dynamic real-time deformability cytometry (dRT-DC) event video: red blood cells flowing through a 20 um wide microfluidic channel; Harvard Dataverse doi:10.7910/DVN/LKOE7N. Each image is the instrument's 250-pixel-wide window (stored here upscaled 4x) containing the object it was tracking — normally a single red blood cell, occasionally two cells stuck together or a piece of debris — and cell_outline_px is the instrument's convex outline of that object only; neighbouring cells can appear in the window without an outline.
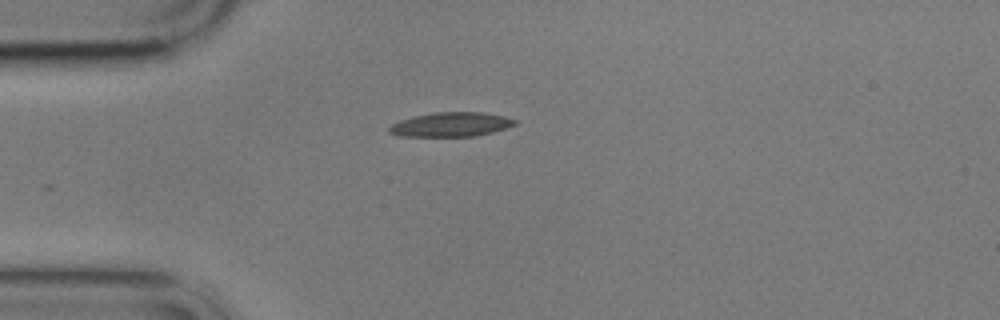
{"species": "common noctule bat (a hibernating species)", "species_latin": "Nyctalus noctula", "temperature_condition": "cold", "stored_images_in_passage": 5, "camera_frame_rate_fps": 3000, "um_per_image_px": 0.085, "animal": {"sex": "male", "body_mass_g": 17.9}, "frame": {"image": 1, "passage_image": 1, "time_ms": 0.0, "image_size_px": [1000, 320], "cell_outline_px": [[516, 124], [508, 128], [476, 136], [396, 136], [388, 132], [388, 128], [392, 124], [400, 120], [432, 112], [484, 112], [504, 116], [516, 120]], "centroid_in_image_um": [38.34, 10.58], "position_along_channel_um": 46.7, "area_um2": 17.86}}
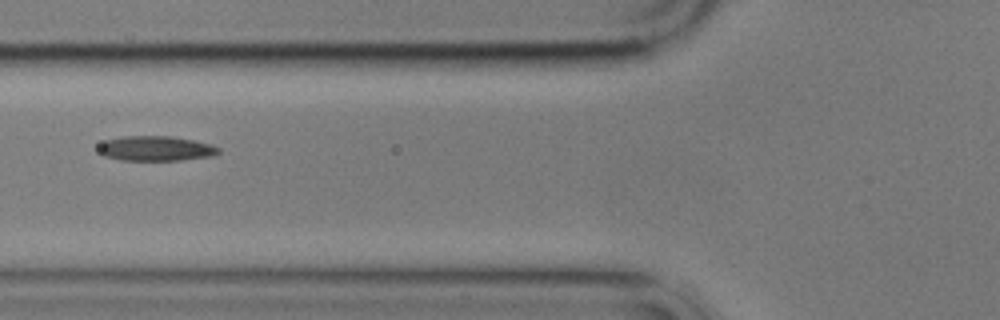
{"frame": {"image": 2, "passage_image": 3, "time_ms": 2.333, "image_size_px": [1000, 320], "cell_outline_px": [[220, 152], [216, 156], [180, 160], [120, 160], [104, 156], [96, 152], [96, 148], [104, 140], [120, 136], [168, 136], [192, 140], [212, 144], [220, 148]], "centroid_in_image_um": [13.21, 12.62], "position_along_channel_um": 112.6, "area_um2": 17.74}}
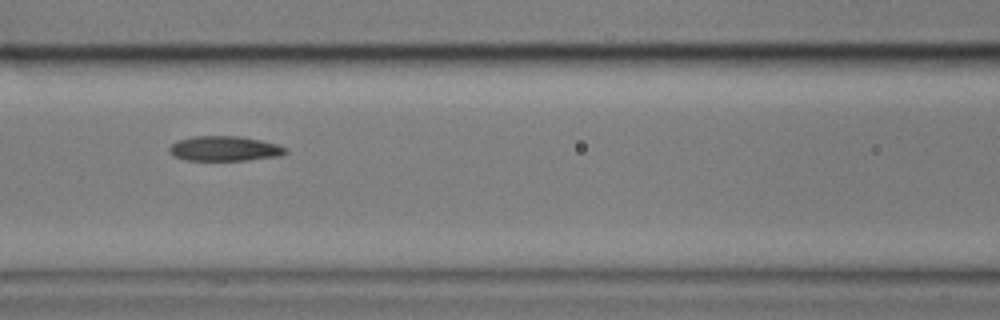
{"frame": {"image": 3, "passage_image": 4, "time_ms": 3.333, "image_size_px": [1000, 320], "cell_outline_px": [[288, 152], [280, 156], [248, 160], [184, 160], [172, 156], [168, 152], [168, 148], [172, 144], [180, 140], [192, 136], [240, 136], [260, 140], [276, 144], [288, 148]], "centroid_in_image_um": [19.08, 12.63], "position_along_channel_um": 147.5, "area_um2": 16.99}}